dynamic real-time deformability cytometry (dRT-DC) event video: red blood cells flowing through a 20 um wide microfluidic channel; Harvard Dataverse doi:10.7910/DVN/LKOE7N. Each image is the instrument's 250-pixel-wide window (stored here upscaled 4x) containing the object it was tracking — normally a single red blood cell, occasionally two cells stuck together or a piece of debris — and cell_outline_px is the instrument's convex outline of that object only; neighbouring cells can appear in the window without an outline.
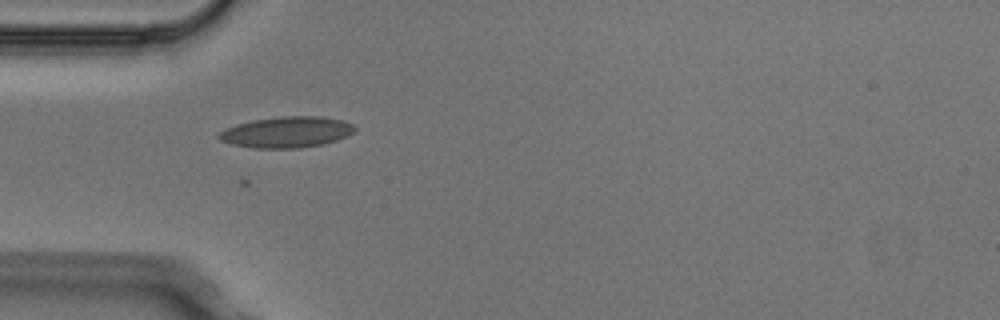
{"species": "Egyptian fruit bat (a non-hibernating species)", "species_latin": "Rousettus aegyptiacus", "temperature_condition": "cold", "stored_images_in_passage": 4, "camera_frame_rate_fps": 3000, "um_per_image_px": 0.085, "animal": {"sex": "male"}, "frame": {"image": 1, "passage_image": 4, "time_ms": 1.0, "image_size_px": [1000, 320], "cell_outline_px": [[356, 128], [352, 132], [336, 140], [324, 144], [300, 148], [252, 148], [232, 144], [220, 140], [216, 136], [224, 128], [236, 124], [252, 120], [280, 116], [324, 116], [344, 120], [352, 124]], "centroid_in_image_um": [24.34, 11.22], "position_along_channel_um": 60.7, "area_um2": 24.68}}